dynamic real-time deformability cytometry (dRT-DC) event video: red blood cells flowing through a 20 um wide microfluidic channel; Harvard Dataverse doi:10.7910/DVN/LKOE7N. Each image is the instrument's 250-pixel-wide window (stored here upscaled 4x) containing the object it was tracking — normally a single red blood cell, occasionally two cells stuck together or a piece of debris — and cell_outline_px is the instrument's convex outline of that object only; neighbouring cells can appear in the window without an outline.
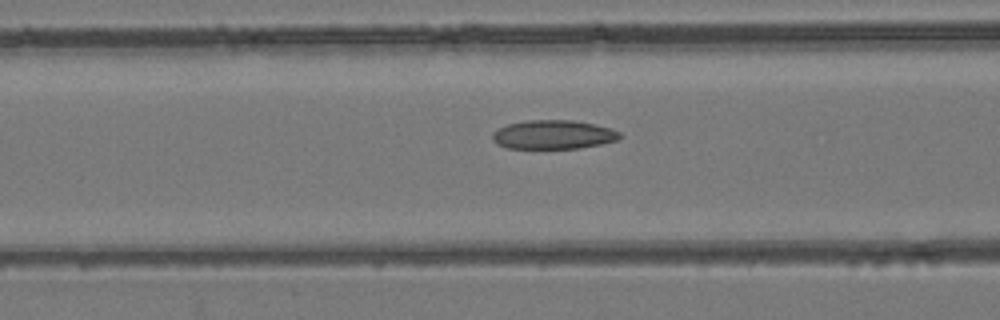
{"species": "common noctule bat (a hibernating species)", "species_latin": "Nyctalus noctula", "temperature_condition": "room temperature", "stored_images_in_passage": 25, "camera_frame_rate_fps": 3000, "um_per_image_px": 0.085, "animal": {"sex": "female", "body_mass_g": 24.6, "forearm_length_mm": 56.2}, "frame": {"image": 1, "passage_image": 17, "time_ms": 5.333, "image_size_px": [1000, 320], "cell_outline_px": [[624, 136], [620, 140], [580, 148], [508, 148], [496, 144], [492, 140], [492, 132], [508, 124], [528, 120], [572, 120], [612, 128], [620, 132]], "centroid_in_image_um": [47.06, 11.44], "position_along_channel_um": 119.5, "area_um2": 21.56}}
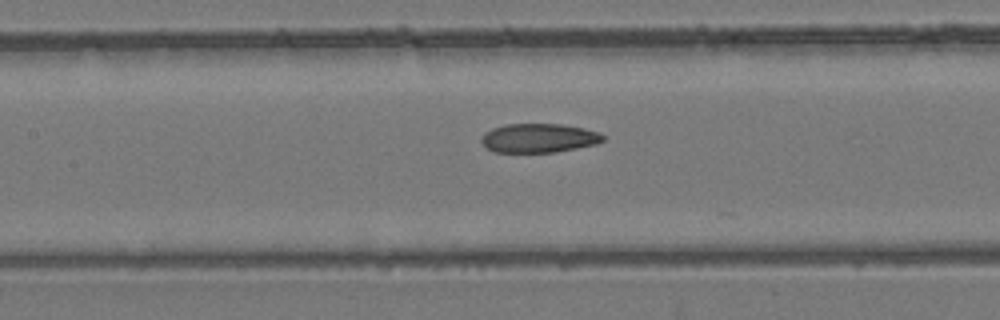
{"frame": {"image": 2, "passage_image": 20, "time_ms": 6.333, "image_size_px": [1000, 320], "cell_outline_px": [[604, 140], [596, 144], [556, 152], [496, 152], [488, 148], [480, 140], [484, 132], [492, 128], [508, 124], [560, 124], [584, 128], [600, 132], [604, 136]], "centroid_in_image_um": [45.81, 11.73], "position_along_channel_um": 161.6, "area_um2": 20.52}}
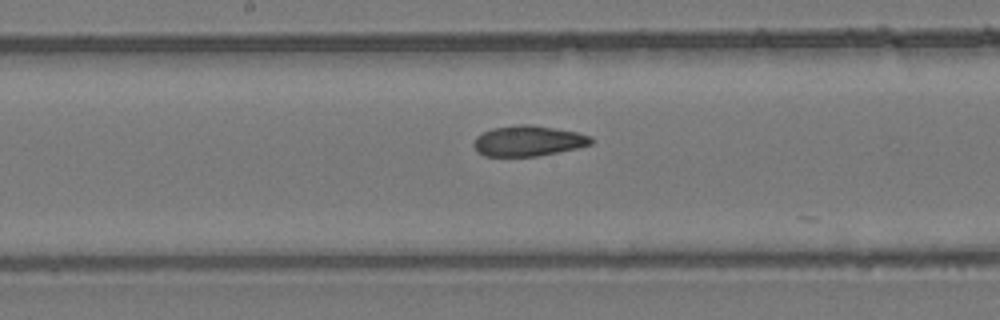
{"frame": {"image": 3, "passage_image": 23, "time_ms": 7.333, "image_size_px": [1000, 320], "cell_outline_px": [[592, 144], [576, 148], [536, 156], [484, 156], [476, 152], [472, 144], [476, 136], [492, 128], [516, 124], [528, 124], [576, 132], [592, 136]], "centroid_in_image_um": [44.84, 11.97], "position_along_channel_um": 203.4, "area_um2": 20.81}}